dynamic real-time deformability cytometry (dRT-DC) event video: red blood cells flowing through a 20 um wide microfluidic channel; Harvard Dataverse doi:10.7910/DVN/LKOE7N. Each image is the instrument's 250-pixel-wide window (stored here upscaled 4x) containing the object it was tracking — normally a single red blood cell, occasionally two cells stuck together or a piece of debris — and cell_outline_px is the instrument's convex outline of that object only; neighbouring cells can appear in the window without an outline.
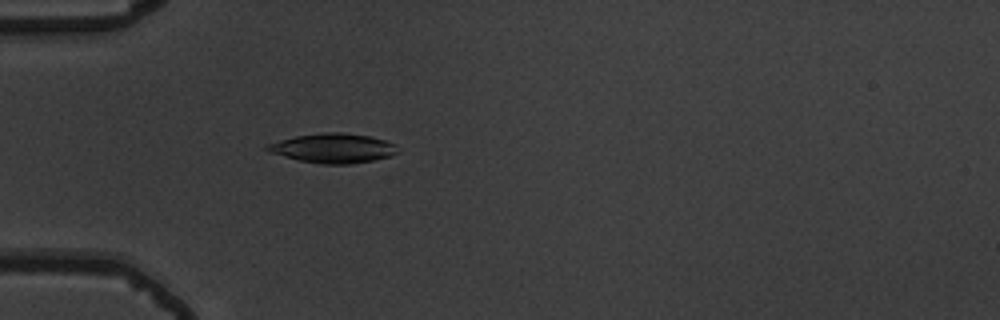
{"species": "common noctule bat (a hibernating species)", "species_latin": "Nyctalus noctula", "temperature_condition": "warm", "stored_images_in_passage": 44, "camera_frame_rate_fps": 3000, "um_per_image_px": 0.085, "animal": {"sex": "male", "body_mass_g": 19.5, "forearm_length_mm": 54.6}, "frame": {"image": 1, "passage_image": 7, "time_ms": 2.0, "image_size_px": [1000, 320], "cell_outline_px": [[400, 152], [392, 156], [352, 164], [320, 164], [300, 160], [268, 152], [264, 148], [268, 144], [280, 140], [296, 136], [324, 132], [340, 132], [368, 136], [384, 140], [392, 144]], "centroid_in_image_um": [28.3, 12.6], "position_along_channel_um": 56.7, "area_um2": 22.2}}
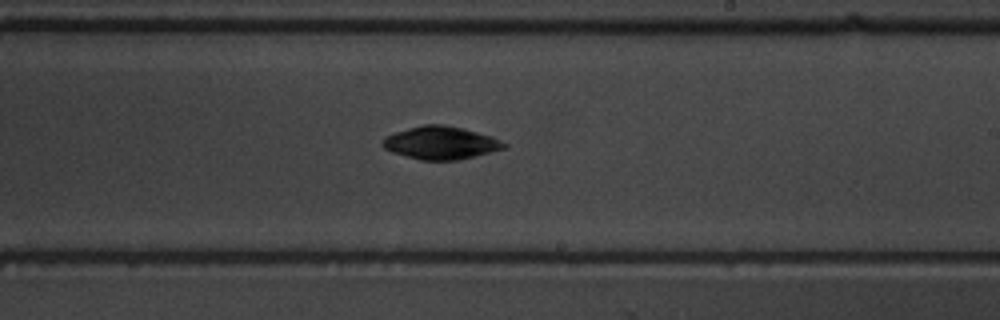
{"frame": {"image": 2, "passage_image": 23, "time_ms": 7.333, "image_size_px": [1000, 320], "cell_outline_px": [[508, 144], [504, 148], [460, 160], [420, 160], [392, 152], [384, 148], [380, 144], [388, 136], [396, 132], [408, 128], [424, 124], [444, 124], [464, 128], [492, 136]], "centroid_in_image_um": [37.48, 12.14], "position_along_channel_um": 251.5, "area_um2": 23.18}}
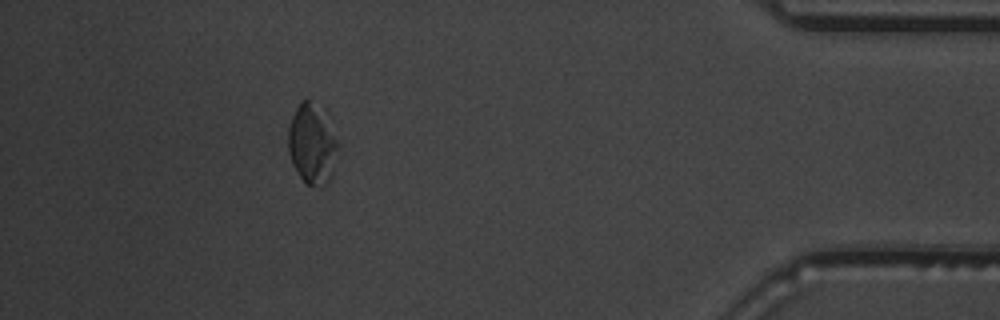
{"frame": {"image": 3, "passage_image": 39, "time_ms": 12.667, "image_size_px": [1000, 320], "cell_outline_px": [[336, 148], [332, 172], [328, 180], [324, 184], [308, 184], [300, 176], [292, 164], [288, 152], [288, 128], [292, 116], [300, 100], [308, 100], [328, 108], [336, 140]], "centroid_in_image_um": [26.52, 12.1], "position_along_channel_um": 408.7, "area_um2": 23.29}, "authors_computed_cell_mechanics": {"area_um2": 22.253, "velocity_mm_per_s": 3.8106, "shape_relaxation_time_tau1_ms": 6.3259, "shape_relaxation_time_tau2_ms": null, "deformation_change_tau1": 0.1316, "deformation_change_tau2": null}}